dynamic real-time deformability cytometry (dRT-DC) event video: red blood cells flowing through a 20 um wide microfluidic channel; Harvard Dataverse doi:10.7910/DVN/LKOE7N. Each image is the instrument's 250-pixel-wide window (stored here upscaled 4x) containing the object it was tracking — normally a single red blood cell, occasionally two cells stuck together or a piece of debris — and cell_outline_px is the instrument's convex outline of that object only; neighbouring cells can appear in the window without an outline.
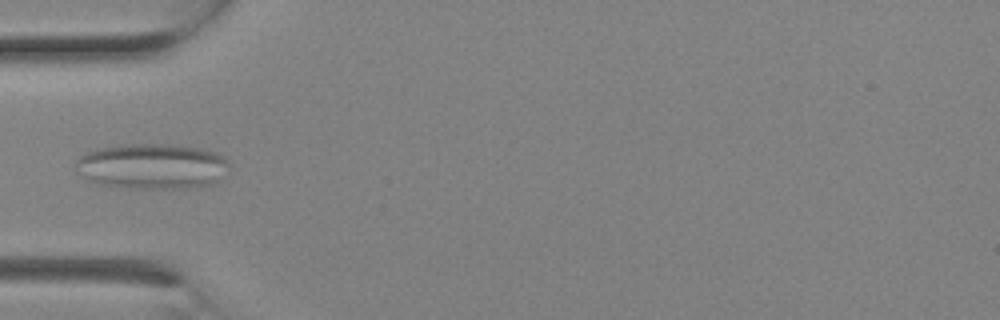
{"species": "Egyptian fruit bat (a non-hibernating species)", "species_latin": "Rousettus aegyptiacus", "temperature_condition": "room temperature", "stored_images_in_passage": 3, "camera_frame_rate_fps": 3000, "um_per_image_px": 0.085, "animal": {"sex": "female"}, "frame": {"image": 1, "passage_image": 3, "time_ms": 0.667, "image_size_px": [1000, 320], "cell_outline_px": [[228, 164], [216, 184], [196, 188], [128, 188], [96, 184], [84, 180], [76, 172], [76, 160], [80, 156], [96, 148], [120, 144], [176, 144], [208, 148], [224, 156], [228, 160]], "centroid_in_image_um": [12.91, 14.13], "position_along_channel_um": 72.1, "area_um2": 41.67}}